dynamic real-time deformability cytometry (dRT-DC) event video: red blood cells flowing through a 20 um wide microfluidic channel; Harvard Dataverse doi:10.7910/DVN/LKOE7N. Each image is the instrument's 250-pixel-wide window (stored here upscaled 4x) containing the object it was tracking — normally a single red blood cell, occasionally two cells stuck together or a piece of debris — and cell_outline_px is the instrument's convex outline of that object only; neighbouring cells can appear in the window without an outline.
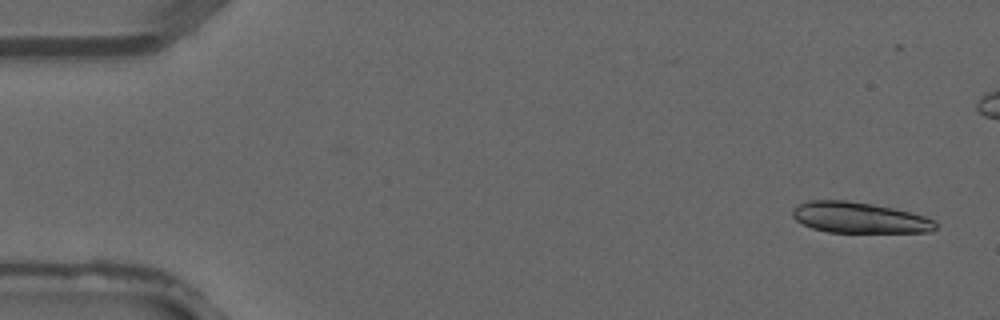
{"species": "common noctule bat (a hibernating species)", "species_latin": "Nyctalus noctula", "temperature_condition": "warm", "stored_images_in_passage": 4, "camera_frame_rate_fps": 3000, "um_per_image_px": 0.085, "animal": {"sex": "male", "forearm_length_mm": 52.5}, "frame": {"image": 1, "passage_image": 1, "time_ms": 0.0, "image_size_px": [1000, 320], "cell_outline_px": [[936, 228], [932, 232], [828, 232], [812, 228], [796, 220], [792, 216], [792, 208], [808, 200], [844, 200], [872, 204], [912, 212], [924, 216], [932, 220], [936, 224]], "centroid_in_image_um": [73.02, 18.5], "position_along_channel_um": 12.0, "area_um2": 25.61}}